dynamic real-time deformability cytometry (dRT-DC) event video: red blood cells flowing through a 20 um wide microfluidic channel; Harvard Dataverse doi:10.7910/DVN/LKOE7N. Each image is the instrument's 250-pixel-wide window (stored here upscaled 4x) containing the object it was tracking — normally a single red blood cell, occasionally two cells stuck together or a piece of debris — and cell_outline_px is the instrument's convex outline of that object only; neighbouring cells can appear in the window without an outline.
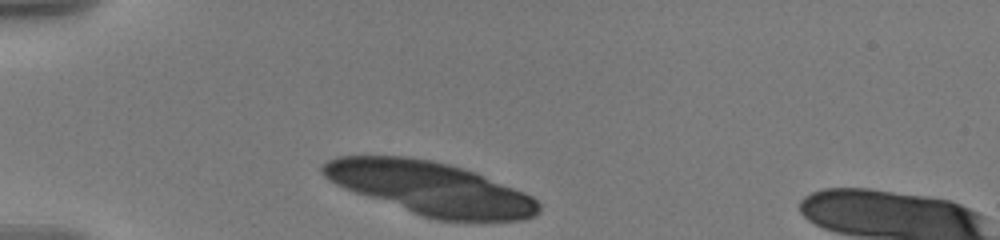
{"species": "human", "species_latin": "Homo sapiens", "temperature_condition": "warm", "stored_images_in_passage": 37, "segment_of_instrument_passage": [1, 2], "camera_frame_rate_fps": 3000, "um_per_image_px": 0.085, "donor": {"sex": "male"}, "frame": {"image": 1, "passage_image": 1, "time_ms": 0.0, "image_size_px": [1000, 240], "cell_outline_px": [[540, 212], [532, 216], [520, 220], [440, 220], [424, 216], [412, 212], [344, 188], [328, 180], [320, 172], [320, 164], [336, 156], [404, 156], [432, 160], [448, 164], [476, 172], [524, 192], [532, 196], [540, 204]], "centroid_in_image_um": [36.56, 15.98], "position_along_channel_um": 48.4, "area_um2": 66.18}}